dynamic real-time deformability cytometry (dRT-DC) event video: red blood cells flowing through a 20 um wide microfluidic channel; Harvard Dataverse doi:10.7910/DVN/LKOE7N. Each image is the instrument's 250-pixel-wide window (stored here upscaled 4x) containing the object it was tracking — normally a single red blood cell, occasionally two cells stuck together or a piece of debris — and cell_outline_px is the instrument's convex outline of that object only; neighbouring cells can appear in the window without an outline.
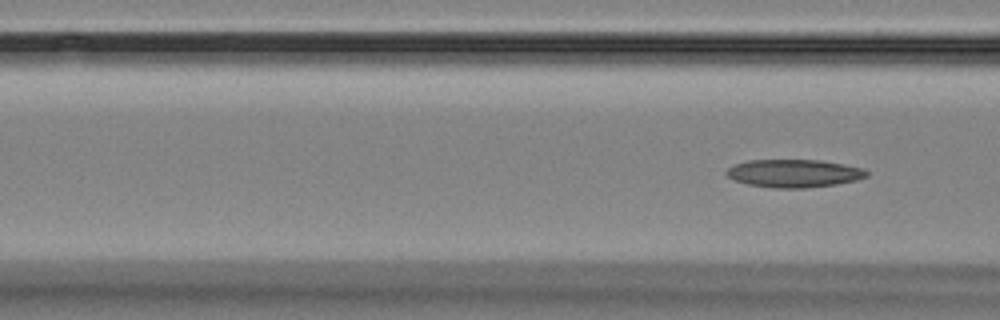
{"species": "Egyptian fruit bat (a non-hibernating species)", "species_latin": "Rousettus aegyptiacus", "temperature_condition": "room temperature", "stored_images_in_passage": 4, "camera_frame_rate_fps": 3000, "um_per_image_px": 0.085, "animal": {"sex": "female"}, "frame": {"image": 1, "passage_image": 4, "time_ms": 4.333, "image_size_px": [1000, 320], "cell_outline_px": [[868, 176], [856, 180], [836, 184], [804, 188], [772, 188], [748, 184], [736, 180], [728, 176], [724, 172], [732, 164], [748, 160], [820, 160], [844, 164], [864, 168], [868, 172]], "centroid_in_image_um": [67.48, 14.73], "position_along_channel_um": 99.1, "area_um2": 22.89}}